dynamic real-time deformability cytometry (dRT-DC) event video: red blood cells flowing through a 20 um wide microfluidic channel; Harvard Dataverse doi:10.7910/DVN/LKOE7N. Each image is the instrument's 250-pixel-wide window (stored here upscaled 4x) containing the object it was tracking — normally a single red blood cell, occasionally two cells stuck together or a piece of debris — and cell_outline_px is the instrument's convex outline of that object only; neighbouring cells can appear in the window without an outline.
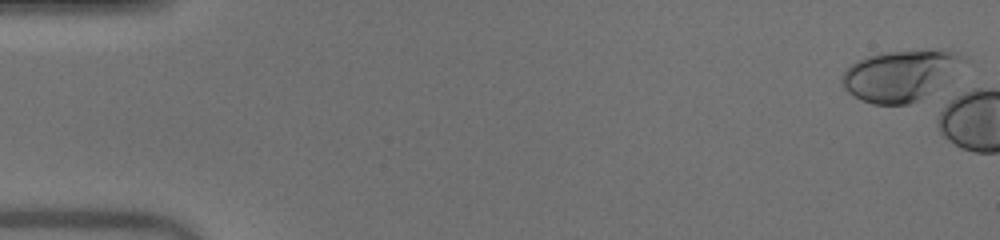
{"species": "human", "species_latin": "Homo sapiens", "temperature_condition": "warm", "stored_images_in_passage": 1, "camera_frame_rate_fps": 3000, "um_per_image_px": 0.085, "donor": {"sex": "male"}, "frame": {"image": 1, "passage_image": 1, "time_ms": 0.0, "image_size_px": [1000, 240], "cell_outline_px": [[968, 60], [944, 84], [916, 100], [908, 104], [872, 104], [848, 92], [844, 88], [840, 80], [844, 72], [852, 64], [868, 56], [880, 52], [936, 48], [956, 52], [964, 56]], "centroid_in_image_um": [76.58, 6.36], "position_along_channel_um": 8.4, "area_um2": 36.07}}